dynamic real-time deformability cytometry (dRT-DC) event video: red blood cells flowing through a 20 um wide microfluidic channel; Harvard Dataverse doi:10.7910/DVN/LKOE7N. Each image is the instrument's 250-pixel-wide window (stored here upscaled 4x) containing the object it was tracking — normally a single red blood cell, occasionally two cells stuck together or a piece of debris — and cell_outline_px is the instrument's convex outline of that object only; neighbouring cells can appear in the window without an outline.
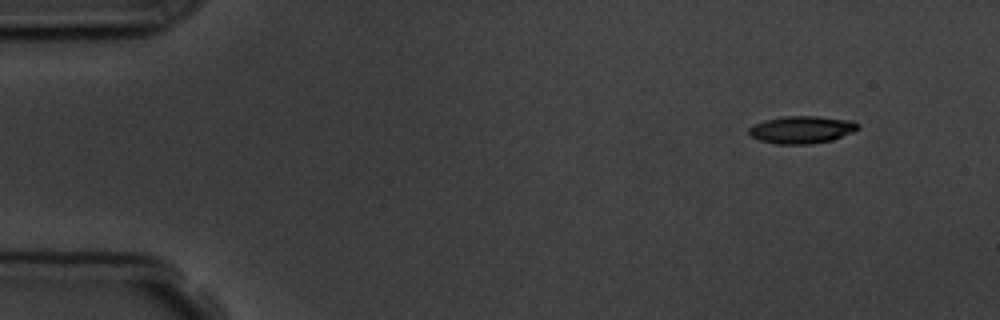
{"species": "common noctule bat (a hibernating species)", "species_latin": "Nyctalus noctula", "temperature_condition": "room temperature", "stored_images_in_passage": 4, "camera_frame_rate_fps": 3000, "um_per_image_px": 0.085, "animal": {"sex": "male", "body_mass_g": 19.5, "forearm_length_mm": 54.6}, "frame": {"image": 1, "passage_image": 1, "time_ms": 0.0, "image_size_px": [1000, 320], "cell_outline_px": [[860, 128], [852, 132], [832, 140], [808, 144], [776, 144], [760, 140], [752, 136], [748, 132], [748, 128], [764, 120], [784, 116], [816, 116], [852, 120], [860, 124]], "centroid_in_image_um": [68.17, 11.01], "position_along_channel_um": 16.8, "area_um2": 17.4}}
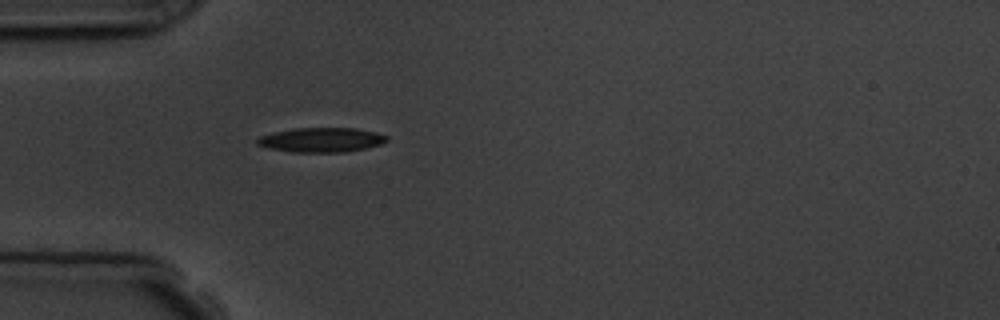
{"frame": {"image": 2, "passage_image": 4, "time_ms": 3.667, "image_size_px": [1000, 320], "cell_outline_px": [[388, 140], [380, 144], [364, 148], [344, 152], [292, 152], [268, 148], [256, 144], [256, 140], [260, 136], [272, 132], [296, 128], [356, 128], [376, 132], [388, 136]], "centroid_in_image_um": [27.29, 11.88], "position_along_channel_um": 57.7, "area_um2": 18.5}}